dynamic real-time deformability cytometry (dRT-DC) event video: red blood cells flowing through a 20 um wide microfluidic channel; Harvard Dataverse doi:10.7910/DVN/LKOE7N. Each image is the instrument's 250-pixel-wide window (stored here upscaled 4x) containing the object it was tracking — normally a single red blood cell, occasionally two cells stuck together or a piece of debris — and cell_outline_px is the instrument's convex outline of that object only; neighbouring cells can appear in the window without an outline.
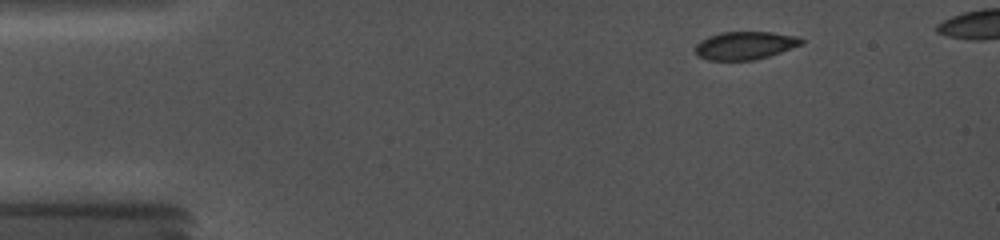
{"species": "common noctule bat (a hibernating species)", "species_latin": "Nyctalus noctula", "temperature_condition": "cold", "stored_images_in_passage": 4, "camera_frame_rate_fps": 5000, "um_per_image_px": 0.085, "animal": {"sex": "female", "body_mass_g": 19.0, "forearm_length_mm": 56.7}, "frame": {"image": 1, "passage_image": 1, "time_ms": 0.0, "image_size_px": [1000, 240], "cell_outline_px": [[804, 44], [768, 56], [752, 60], [708, 60], [696, 56], [696, 44], [700, 40], [708, 36], [720, 32], [772, 32], [800, 36], [804, 40]], "centroid_in_image_um": [63.34, 3.85], "position_along_channel_um": 21.7, "area_um2": 17.46}}